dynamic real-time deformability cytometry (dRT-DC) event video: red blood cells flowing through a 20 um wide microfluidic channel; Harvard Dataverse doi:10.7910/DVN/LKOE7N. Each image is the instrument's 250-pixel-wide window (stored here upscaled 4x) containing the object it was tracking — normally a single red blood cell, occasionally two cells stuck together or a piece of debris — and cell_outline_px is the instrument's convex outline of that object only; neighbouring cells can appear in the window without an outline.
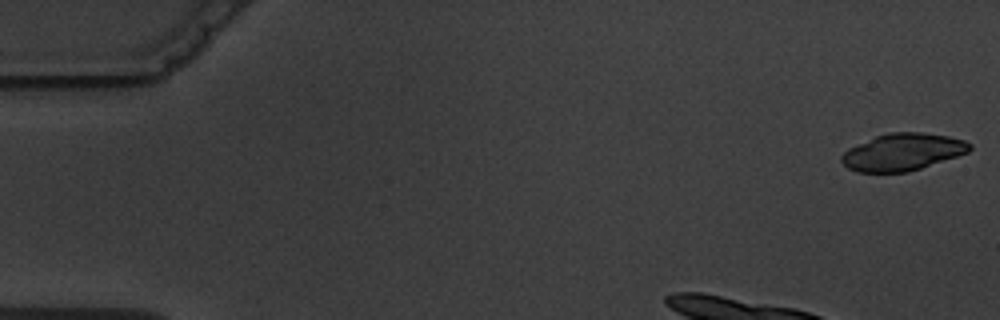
{"species": "common noctule bat (a hibernating species)", "species_latin": "Nyctalus noctula", "temperature_condition": "warm", "stored_images_in_passage": 16, "camera_frame_rate_fps": 3000, "um_per_image_px": 0.085, "animal": {"sex": "male", "body_mass_g": 19.5, "forearm_length_mm": 54.6}, "frame": {"image": 1, "passage_image": 1, "time_ms": 0.0, "image_size_px": [1000, 320], "cell_outline_px": [[972, 148], [968, 152], [908, 172], [856, 172], [848, 168], [840, 160], [840, 156], [848, 148], [876, 136], [888, 132], [920, 132], [948, 136], [964, 140], [972, 144]], "centroid_in_image_um": [76.7, 12.92], "position_along_channel_um": 8.3, "area_um2": 27.57}, "authors_computed_cell_mechanics": {"area_um2": 19.941, "velocity_mm_per_s": 3.559, "shape_relaxation_time_tau1_ms": 8.2078, "shape_relaxation_time_tau2_ms": 1.4387, "deformation_change_tau1": 0.2997, "deformation_change_tau2": 0.0481}}